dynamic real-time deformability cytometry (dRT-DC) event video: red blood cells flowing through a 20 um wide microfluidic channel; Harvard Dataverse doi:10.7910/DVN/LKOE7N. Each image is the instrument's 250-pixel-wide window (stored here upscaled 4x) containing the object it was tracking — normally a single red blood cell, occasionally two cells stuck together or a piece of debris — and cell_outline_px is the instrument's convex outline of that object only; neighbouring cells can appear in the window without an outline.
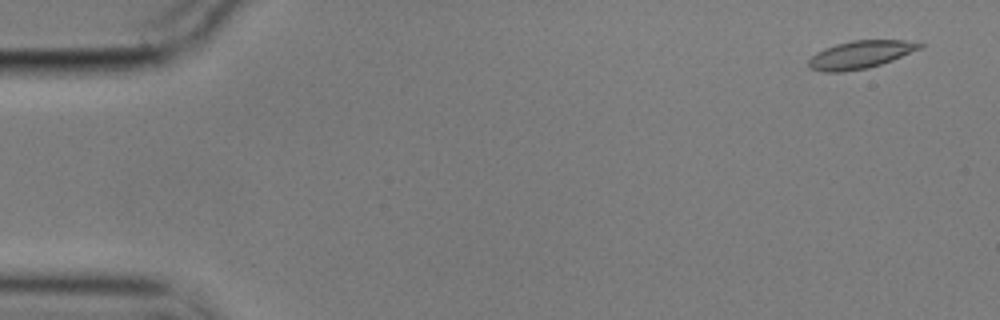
{"species": "common noctule bat (a hibernating species)", "species_latin": "Nyctalus noctula", "temperature_condition": "cold", "stored_images_in_passage": 55, "camera_frame_rate_fps": 3000, "um_per_image_px": 0.085, "animal": {"sex": "male", "body_mass_g": 17.9}, "frame": {"image": 1, "passage_image": 2, "time_ms": 0.333, "image_size_px": [1000, 320], "cell_outline_px": [[924, 44], [920, 48], [892, 60], [868, 68], [840, 72], [824, 72], [812, 68], [808, 64], [808, 60], [816, 52], [824, 48], [836, 44], [852, 40], [904, 40]], "centroid_in_image_um": [73.1, 4.64], "position_along_channel_um": 11.9, "area_um2": 17.74}}
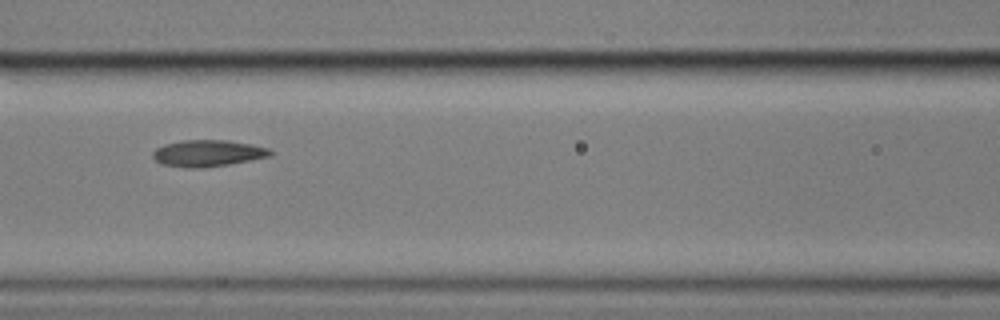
{"frame": {"image": 2, "passage_image": 24, "time_ms": 7.667, "image_size_px": [1000, 320], "cell_outline_px": [[272, 156], [228, 164], [204, 168], [184, 168], [160, 164], [152, 156], [152, 152], [156, 148], [164, 144], [184, 140], [228, 140], [252, 144], [268, 148], [272, 152]], "centroid_in_image_um": [17.64, 13.03], "position_along_channel_um": 149.0, "area_um2": 18.32}}
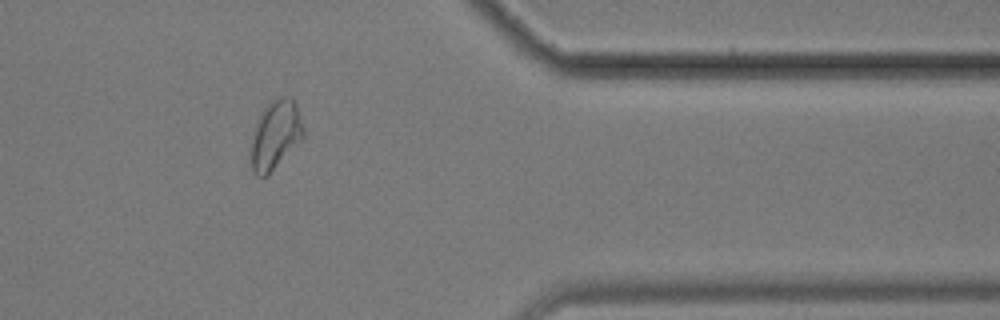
{"frame": {"image": 3, "passage_image": 46, "time_ms": 15.0, "image_size_px": [1000, 320], "cell_outline_px": [[304, 136], [264, 176], [256, 176], [252, 172], [252, 140], [256, 124], [264, 108], [276, 96], [292, 96], [296, 104], [304, 128]], "centroid_in_image_um": [23.43, 11.38], "position_along_channel_um": 388.0, "area_um2": 20.23}, "authors_computed_cell_mechanics": {"area_um2": 18.0336, "velocity_mm_per_s": 3.5065, "shape_relaxation_time_tau1_ms": 4.255, "shape_relaxation_time_tau2_ms": 3.9083, "deformation_change_tau1": 0.1277, "deformation_change_tau2": 0.0905}}